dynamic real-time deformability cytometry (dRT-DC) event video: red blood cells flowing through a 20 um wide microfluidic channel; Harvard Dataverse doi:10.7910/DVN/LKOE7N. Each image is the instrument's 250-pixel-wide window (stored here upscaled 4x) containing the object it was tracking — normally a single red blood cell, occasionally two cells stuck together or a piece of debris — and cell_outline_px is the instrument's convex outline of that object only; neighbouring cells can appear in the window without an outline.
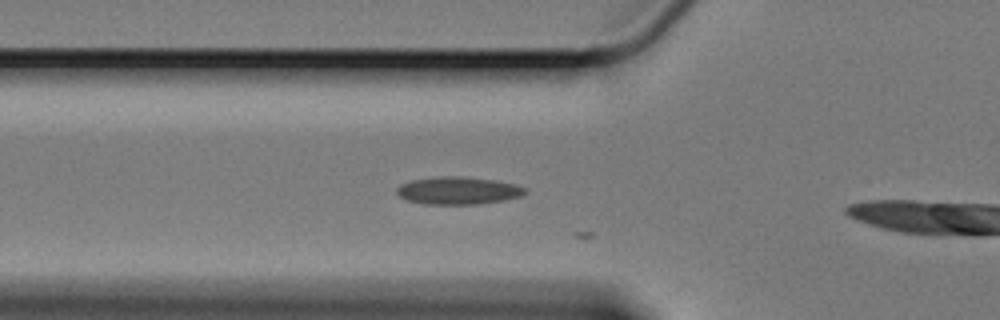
{"species": "Egyptian fruit bat (a non-hibernating species)", "species_latin": "Rousettus aegyptiacus", "temperature_condition": "cold", "stored_images_in_passage": 3, "camera_frame_rate_fps": 3000, "um_per_image_px": 0.085, "animal": {"sex": "female"}, "frame": {"image": 1, "passage_image": 2, "time_ms": 0.333, "image_size_px": [1000, 320], "cell_outline_px": [[528, 192], [520, 196], [504, 200], [480, 204], [424, 204], [404, 200], [396, 192], [396, 188], [400, 184], [412, 180], [440, 176], [460, 176], [492, 180], [512, 184], [528, 188]], "centroid_in_image_um": [38.91, 16.21], "position_along_channel_um": 86.9, "area_um2": 20.63}}